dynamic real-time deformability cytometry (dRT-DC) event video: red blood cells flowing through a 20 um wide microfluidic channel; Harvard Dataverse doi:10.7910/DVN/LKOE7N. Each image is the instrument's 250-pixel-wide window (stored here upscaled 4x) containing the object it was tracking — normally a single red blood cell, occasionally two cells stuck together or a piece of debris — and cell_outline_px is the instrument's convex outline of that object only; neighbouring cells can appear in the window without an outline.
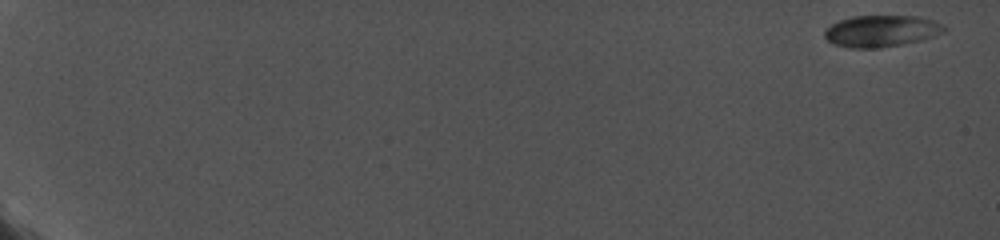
{"species": "common noctule bat (a hibernating species)", "species_latin": "Nyctalus noctula", "temperature_condition": "cold", "stored_images_in_passage": 16, "camera_frame_rate_fps": 5000, "um_per_image_px": 0.085, "animal": {"sex": "female", "body_mass_g": 19.0, "forearm_length_mm": 56.7}, "frame": {"image": 1, "passage_image": 1, "time_ms": 0.0, "image_size_px": [1000, 240], "cell_outline_px": [[948, 28], [944, 32], [936, 36], [904, 44], [880, 48], [852, 48], [832, 44], [824, 36], [824, 32], [832, 24], [840, 20], [852, 16], [916, 16], [932, 20], [944, 24]], "centroid_in_image_um": [74.95, 2.64], "position_along_channel_um": 10.1, "area_um2": 22.14}}
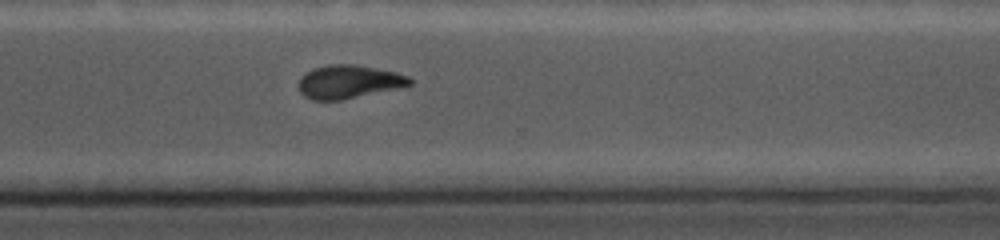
{"frame": {"image": 2, "passage_image": 15, "time_ms": 14.8, "image_size_px": [1000, 240], "cell_outline_px": [[412, 84], [340, 100], [312, 100], [304, 96], [300, 92], [300, 80], [312, 68], [328, 64], [356, 64], [396, 72], [408, 76], [412, 80]], "centroid_in_image_um": [29.63, 6.93], "position_along_channel_um": 341.0, "area_um2": 21.15}}
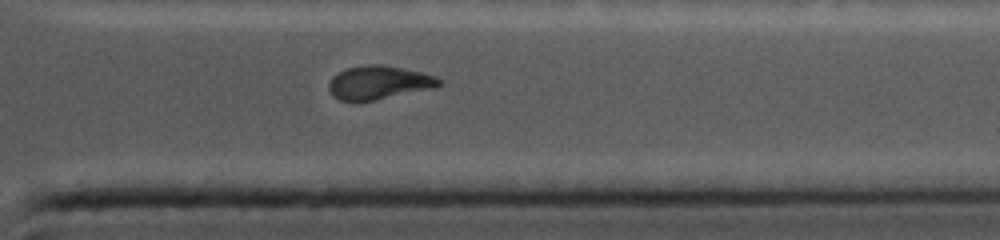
{"frame": {"image": 3, "passage_image": 16, "time_ms": 15.8, "image_size_px": [1000, 240], "cell_outline_px": [[440, 84], [436, 88], [372, 100], [340, 100], [332, 96], [328, 88], [328, 84], [332, 76], [348, 68], [368, 64], [380, 64], [420, 72], [436, 76], [440, 80]], "centroid_in_image_um": [32.19, 7.01], "position_along_channel_um": 379.2, "area_um2": 21.21}}